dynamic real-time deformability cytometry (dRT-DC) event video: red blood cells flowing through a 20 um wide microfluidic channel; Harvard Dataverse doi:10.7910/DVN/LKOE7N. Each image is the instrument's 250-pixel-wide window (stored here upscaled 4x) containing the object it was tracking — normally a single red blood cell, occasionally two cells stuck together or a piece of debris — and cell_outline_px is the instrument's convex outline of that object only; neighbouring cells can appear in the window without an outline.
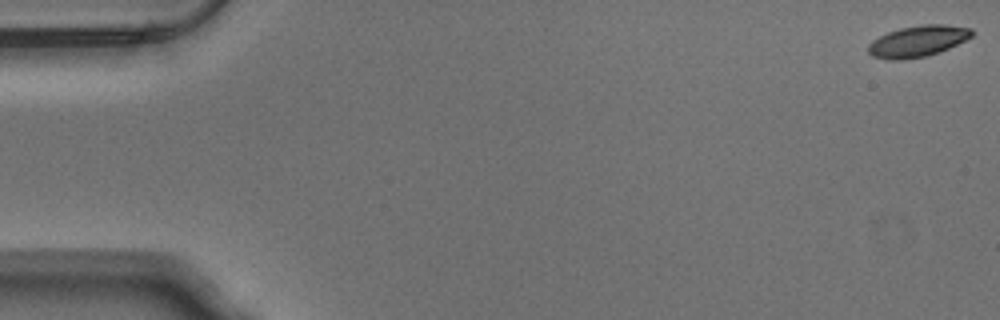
{"species": "Egyptian fruit bat (a non-hibernating species)", "species_latin": "Rousettus aegyptiacus", "temperature_condition": "warm", "stored_images_in_passage": 54, "camera_frame_rate_fps": 3000, "um_per_image_px": 0.085, "animal": {"sex": "male"}, "frame": {"image": 1, "passage_image": 1, "time_ms": 0.0, "image_size_px": [1000, 320], "cell_outline_px": [[972, 36], [948, 48], [924, 56], [900, 60], [888, 60], [872, 56], [868, 52], [868, 44], [872, 40], [888, 32], [900, 28], [924, 24], [944, 24], [972, 28]], "centroid_in_image_um": [77.97, 3.49], "position_along_channel_um": 7.0, "area_um2": 18.61}}
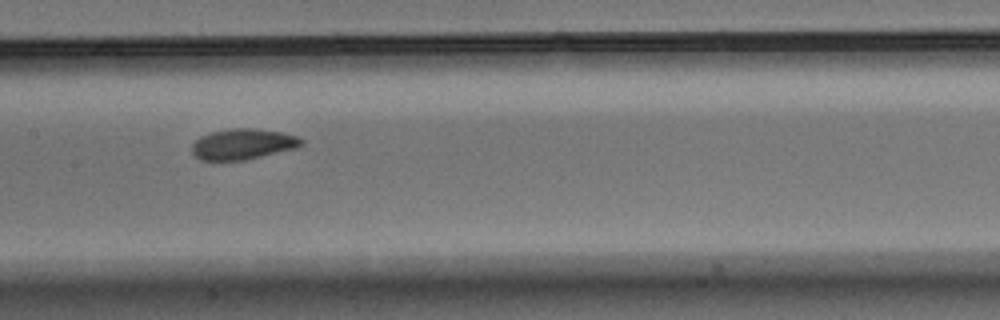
{"frame": {"image": 2, "passage_image": 27, "time_ms": 8.667, "image_size_px": [1000, 320], "cell_outline_px": [[304, 144], [296, 148], [244, 160], [200, 160], [192, 152], [192, 144], [200, 136], [212, 132], [232, 128], [252, 128], [280, 132], [296, 136], [304, 140]], "centroid_in_image_um": [20.64, 12.25], "position_along_channel_um": 186.8, "area_um2": 19.42}}
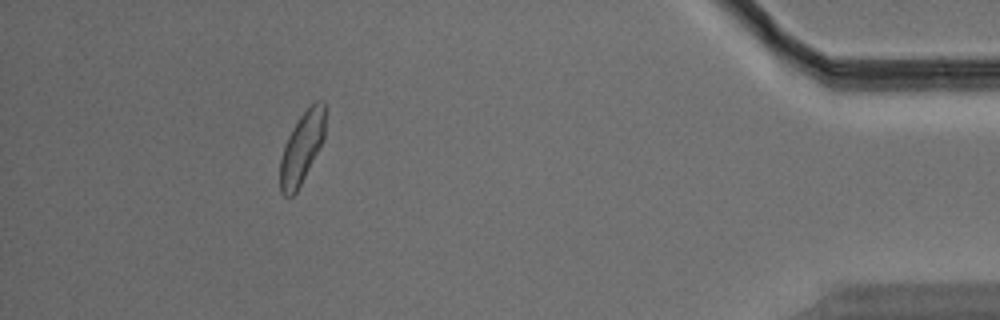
{"frame": {"image": 3, "passage_image": 49, "time_ms": 16.0, "image_size_px": [1000, 320], "cell_outline_px": [[324, 140], [296, 192], [292, 196], [284, 196], [280, 192], [280, 160], [284, 144], [292, 128], [300, 116], [316, 100], [324, 100]], "centroid_in_image_um": [25.64, 12.57], "position_along_channel_um": 409.6, "area_um2": 18.55}, "authors_computed_cell_mechanics": {"area_um2": 19.1896, "velocity_mm_per_s": 3.787, "shape_relaxation_time_tau1_ms": 3.4215, "shape_relaxation_time_tau2_ms": 3.0493, "deformation_change_tau1": 0.1164, "deformation_change_tau2": 0.0852}}